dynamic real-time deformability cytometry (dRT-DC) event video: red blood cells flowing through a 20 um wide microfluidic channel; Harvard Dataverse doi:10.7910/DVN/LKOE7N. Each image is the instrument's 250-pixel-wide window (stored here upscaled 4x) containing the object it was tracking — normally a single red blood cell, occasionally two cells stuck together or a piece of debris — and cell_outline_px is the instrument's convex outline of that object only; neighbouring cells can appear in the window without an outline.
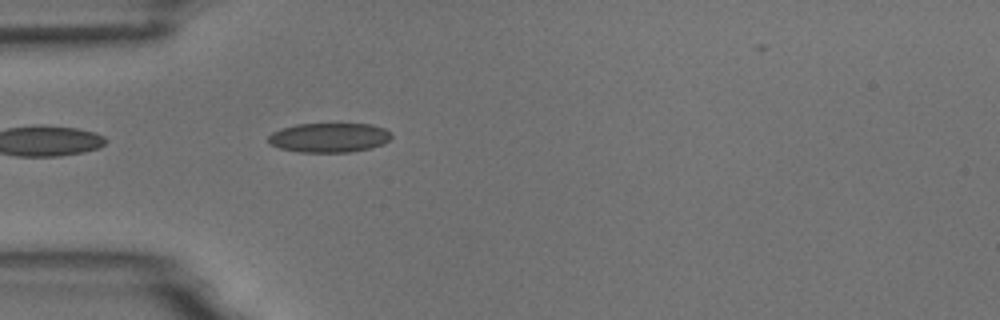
{"species": "common noctule bat (a hibernating species)", "species_latin": "Nyctalus noctula", "temperature_condition": "room temperature", "stored_images_in_passage": 4, "camera_frame_rate_fps": 3000, "um_per_image_px": 0.085, "animal": {"sex": "male", "body_mass_g": 18.8}, "frame": {"image": 1, "passage_image": 4, "time_ms": 4.333, "image_size_px": [1000, 320], "cell_outline_px": [[392, 136], [384, 144], [372, 148], [348, 152], [296, 152], [280, 148], [272, 144], [268, 140], [268, 136], [272, 132], [280, 128], [296, 124], [372, 124], [384, 128], [392, 132]], "centroid_in_image_um": [28.0, 11.69], "position_along_channel_um": 57.0, "area_um2": 21.27}}